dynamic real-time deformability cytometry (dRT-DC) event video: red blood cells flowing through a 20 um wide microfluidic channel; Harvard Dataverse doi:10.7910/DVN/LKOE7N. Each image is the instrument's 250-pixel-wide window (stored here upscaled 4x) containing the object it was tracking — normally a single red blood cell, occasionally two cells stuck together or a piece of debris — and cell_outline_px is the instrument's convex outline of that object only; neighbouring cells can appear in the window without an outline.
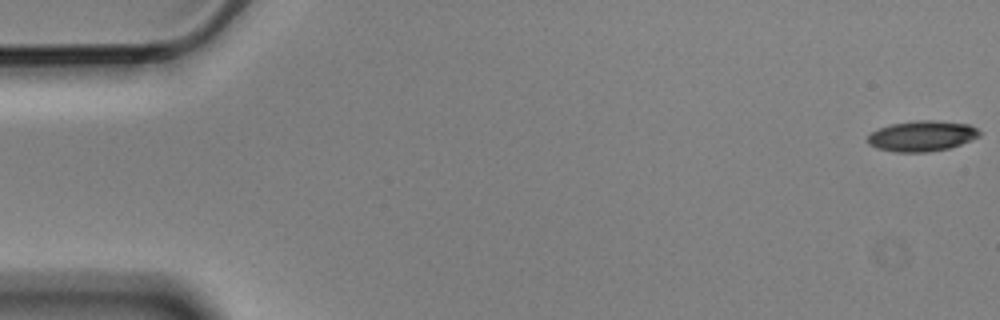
{"species": "Egyptian fruit bat (a non-hibernating species)", "species_latin": "Rousettus aegyptiacus", "temperature_condition": "cold", "stored_images_in_passage": 5, "camera_frame_rate_fps": 3000, "um_per_image_px": 0.085, "animal": {"sex": "male"}, "frame": {"image": 1, "passage_image": 1, "time_ms": 0.0, "image_size_px": [1000, 320], "cell_outline_px": [[980, 136], [960, 144], [948, 148], [928, 152], [896, 152], [876, 148], [868, 144], [868, 136], [872, 132], [880, 128], [892, 124], [916, 120], [936, 120], [968, 124], [976, 128], [980, 132]], "centroid_in_image_um": [78.36, 11.56], "position_along_channel_um": 6.6, "area_um2": 19.77}}